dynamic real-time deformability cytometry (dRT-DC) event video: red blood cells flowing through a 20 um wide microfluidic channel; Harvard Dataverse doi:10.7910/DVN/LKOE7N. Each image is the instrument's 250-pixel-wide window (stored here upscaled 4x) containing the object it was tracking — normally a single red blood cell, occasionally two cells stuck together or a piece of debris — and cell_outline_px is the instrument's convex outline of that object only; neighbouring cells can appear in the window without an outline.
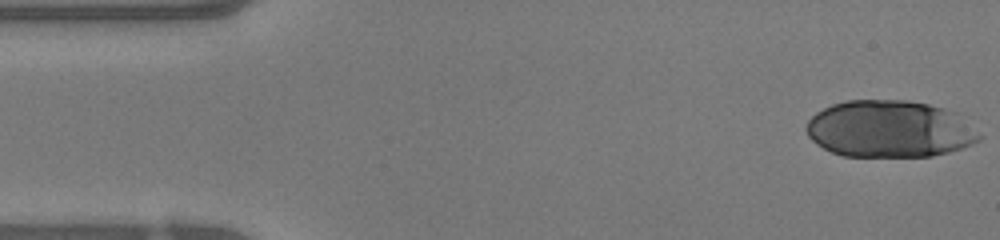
{"species": "human", "species_latin": "Homo sapiens", "temperature_condition": "warm", "stored_images_in_passage": 46, "camera_frame_rate_fps": 3000, "um_per_image_px": 0.085, "donor": {"sex": "female"}, "frame": {"image": 1, "passage_image": 1, "time_ms": 0.0, "image_size_px": [1000, 240], "cell_outline_px": [[984, 136], [980, 140], [972, 144], [948, 152], [932, 156], [844, 156], [832, 152], [816, 144], [808, 136], [804, 128], [808, 120], [816, 112], [832, 104], [848, 100], [908, 100], [928, 104], [944, 108], [956, 112]], "centroid_in_image_um": [75.61, 10.96], "position_along_channel_um": 9.4, "area_um2": 57.68}}